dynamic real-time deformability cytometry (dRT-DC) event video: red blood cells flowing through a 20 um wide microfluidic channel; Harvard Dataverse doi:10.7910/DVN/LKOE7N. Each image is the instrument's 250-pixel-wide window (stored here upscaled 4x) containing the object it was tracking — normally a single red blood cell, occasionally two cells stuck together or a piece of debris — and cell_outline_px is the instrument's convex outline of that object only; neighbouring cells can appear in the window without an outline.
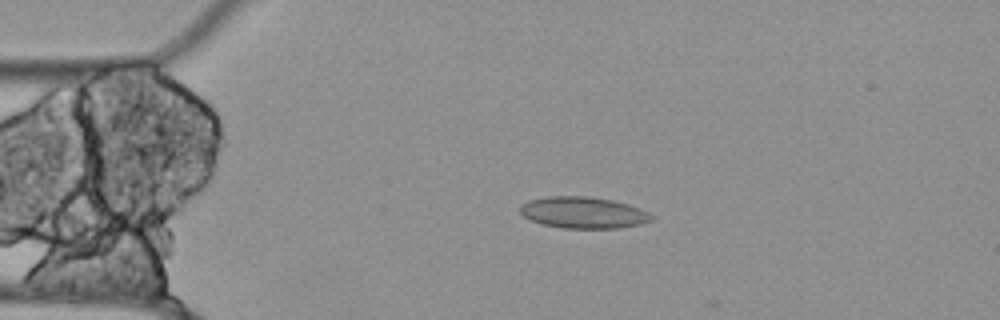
{"species": "Egyptian fruit bat (a non-hibernating species)", "species_latin": "Rousettus aegyptiacus", "temperature_condition": "cold", "stored_images_in_passage": 56, "segment_of_instrument_passage": [1, 2], "camera_frame_rate_fps": 3000, "um_per_image_px": 0.085, "animal": {"sex": "female"}, "frame": {"image": 1, "passage_image": 12, "time_ms": 3.667, "image_size_px": [1000, 320], "cell_outline_px": [[656, 216], [652, 220], [640, 224], [620, 228], [564, 228], [544, 224], [532, 220], [524, 216], [520, 212], [520, 204], [528, 200], [548, 196], [588, 196], [612, 200], [628, 204], [640, 208]], "centroid_in_image_um": [49.6, 18.06], "position_along_channel_um": 35.4, "area_um2": 24.16}}
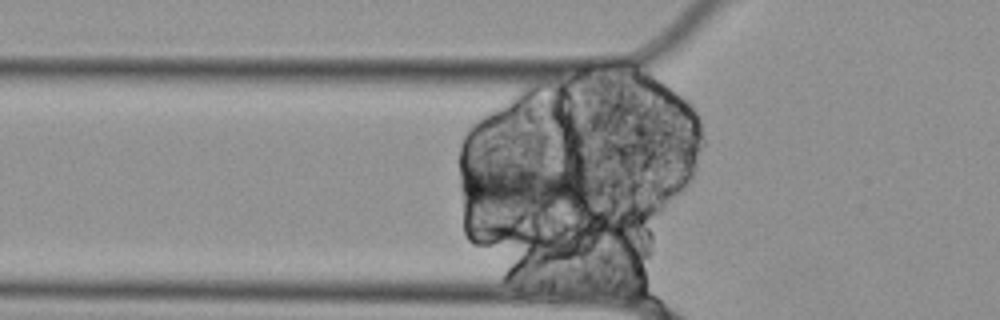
{"frame": {"image": 2, "passage_image": 18, "time_ms": 5.667, "image_size_px": [1000, 320], "cell_outline_px": [[604, 188], [596, 196], [552, 208], [528, 208], [476, 204], [460, 196], [456, 188], [456, 180], [460, 172], [472, 168], [496, 164], [504, 164], [560, 168], [584, 176], [604, 184]], "centroid_in_image_um": [44.61, 15.83], "position_along_channel_um": 81.2, "area_um2": 36.36}}